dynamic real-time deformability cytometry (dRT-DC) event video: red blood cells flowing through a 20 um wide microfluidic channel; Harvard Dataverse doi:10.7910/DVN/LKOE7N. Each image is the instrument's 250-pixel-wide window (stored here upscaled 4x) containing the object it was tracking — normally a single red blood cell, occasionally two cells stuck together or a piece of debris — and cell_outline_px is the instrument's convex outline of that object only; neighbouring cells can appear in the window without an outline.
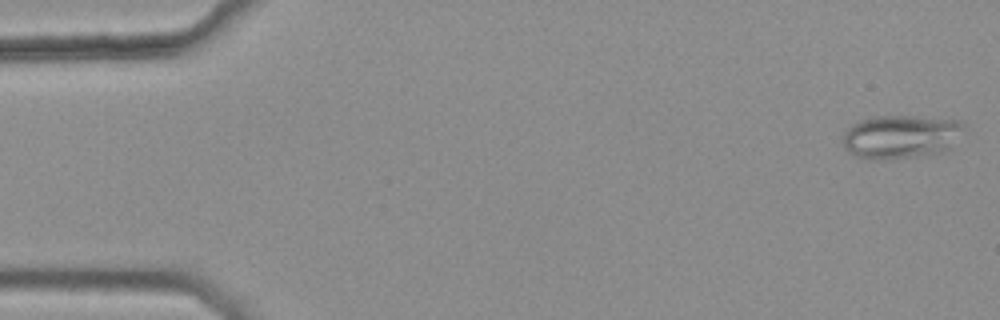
{"species": "common noctule bat (a hibernating species)", "species_latin": "Nyctalus noctula", "temperature_condition": "warm", "stored_images_in_passage": 46, "camera_frame_rate_fps": 3000, "um_per_image_px": 0.085, "animal": {"sex": "female", "body_mass_g": 25.1}, "frame": {"image": 1, "passage_image": 1, "time_ms": 0.0, "image_size_px": [1000, 320], "cell_outline_px": [[964, 128], [952, 148], [948, 152], [928, 156], [888, 160], [868, 160], [856, 156], [848, 152], [844, 148], [844, 132], [852, 124], [860, 120], [872, 116], [916, 116], [960, 120], [964, 124]], "centroid_in_image_um": [76.61, 11.65], "position_along_channel_um": 8.4, "area_um2": 31.67}}
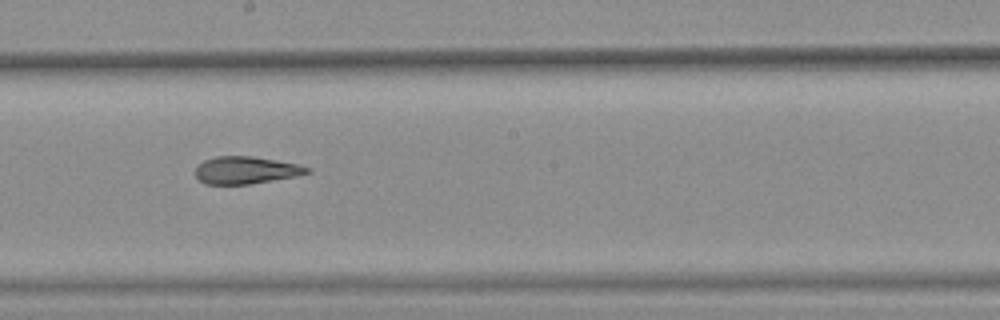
{"frame": {"image": 2, "passage_image": 29, "time_ms": 9.333, "image_size_px": [1000, 320], "cell_outline_px": [[312, 172], [296, 176], [248, 184], [204, 184], [196, 176], [196, 168], [204, 160], [216, 156], [252, 156], [296, 164], [312, 168]], "centroid_in_image_um": [20.91, 14.46], "position_along_channel_um": 227.3, "area_um2": 17.63}}
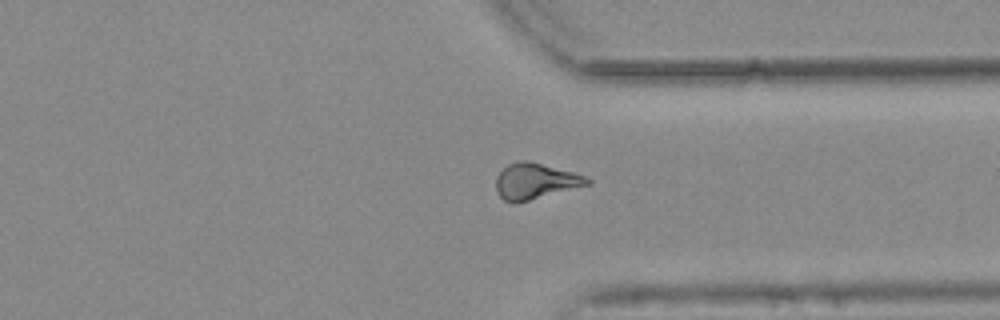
{"frame": {"image": 3, "passage_image": 40, "time_ms": 13.0, "image_size_px": [1000, 320], "cell_outline_px": [[592, 184], [516, 204], [512, 204], [504, 200], [496, 192], [496, 176], [508, 164], [520, 160], [528, 160], [572, 172], [584, 176], [592, 180]], "centroid_in_image_um": [45.49, 15.42], "position_along_channel_um": 365.9, "area_um2": 19.25}, "authors_computed_cell_mechanics": {"area_um2": 18.9584, "velocity_mm_per_s": 3.7859, "shape_relaxation_time_tau1_ms": null, "shape_relaxation_time_tau2_ms": 2.7181, "deformation_change_tau1": null, "deformation_change_tau2": 0.1084}}